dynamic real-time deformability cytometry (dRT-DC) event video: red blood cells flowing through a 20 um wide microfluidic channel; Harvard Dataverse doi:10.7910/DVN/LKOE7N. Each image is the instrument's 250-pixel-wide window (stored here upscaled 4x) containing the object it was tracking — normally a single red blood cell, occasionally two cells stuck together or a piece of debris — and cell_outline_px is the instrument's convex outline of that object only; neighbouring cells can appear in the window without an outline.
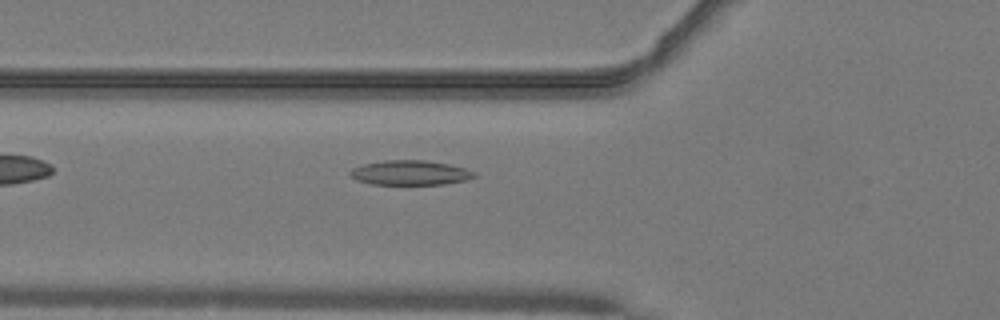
{"species": "common noctule bat (a hibernating species)", "species_latin": "Nyctalus noctula", "temperature_condition": "warm", "stored_images_in_passage": 34, "camera_frame_rate_fps": 3000, "um_per_image_px": 0.085, "animal": {"sex": "male", "body_mass_g": 19.2, "forearm_length_mm": 51.8}, "frame": {"image": 1, "passage_image": 2, "time_ms": 0.333, "image_size_px": [1000, 320], "cell_outline_px": [[476, 176], [468, 180], [444, 184], [372, 184], [356, 180], [348, 172], [352, 168], [364, 164], [384, 160], [428, 160], [448, 164], [464, 168], [476, 172]], "centroid_in_image_um": [34.88, 14.68], "position_along_channel_um": 90.9, "area_um2": 17.86}}
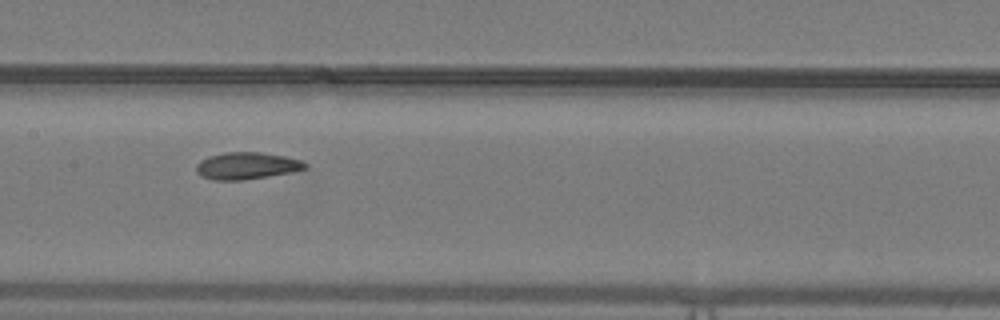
{"frame": {"image": 2, "passage_image": 9, "time_ms": 2.667, "image_size_px": [1000, 320], "cell_outline_px": [[308, 168], [292, 172], [244, 180], [212, 180], [200, 176], [196, 172], [196, 164], [200, 160], [208, 156], [224, 152], [260, 152], [284, 156], [300, 160], [308, 164]], "centroid_in_image_um": [20.94, 14.09], "position_along_channel_um": 186.5, "area_um2": 17.28}}
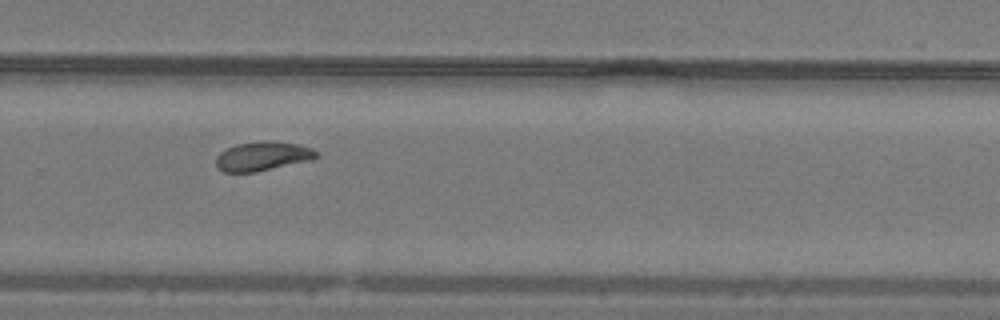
{"frame": {"image": 3, "passage_image": 18, "time_ms": 5.667, "image_size_px": [1000, 320], "cell_outline_px": [[320, 156], [312, 160], [256, 172], [224, 172], [216, 168], [216, 156], [220, 152], [236, 144], [260, 140], [268, 140], [300, 144], [312, 148], [320, 152]], "centroid_in_image_um": [22.36, 13.27], "position_along_channel_um": 307.4, "area_um2": 17.46}}